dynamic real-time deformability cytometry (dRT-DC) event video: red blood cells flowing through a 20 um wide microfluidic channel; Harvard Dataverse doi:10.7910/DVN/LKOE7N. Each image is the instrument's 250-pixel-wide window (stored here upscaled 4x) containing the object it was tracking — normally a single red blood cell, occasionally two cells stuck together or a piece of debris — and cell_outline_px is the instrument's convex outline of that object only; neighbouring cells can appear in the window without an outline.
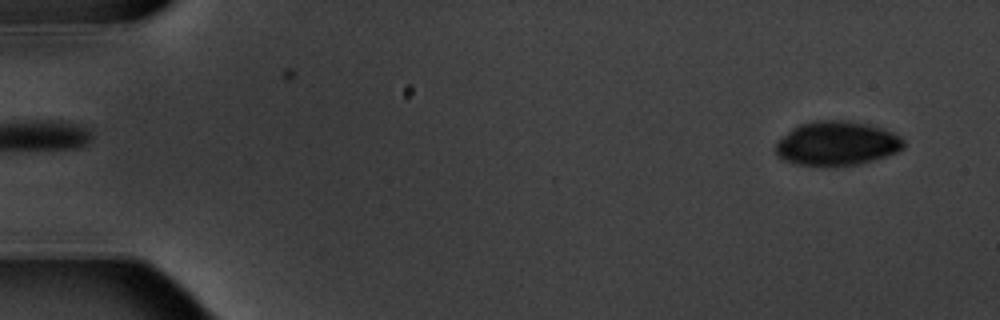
{"species": "common noctule bat (a hibernating species)", "species_latin": "Nyctalus noctula", "temperature_condition": "warm", "stored_images_in_passage": 6, "camera_frame_rate_fps": 3000, "um_per_image_px": 0.085, "animal": {"sex": "male", "body_mass_g": 20.1, "forearm_length_mm": 53.5}, "frame": {"image": 1, "passage_image": 6, "time_ms": 5.667, "image_size_px": [1000, 320], "cell_outline_px": [[904, 148], [888, 156], [860, 164], [820, 168], [796, 164], [780, 156], [776, 152], [776, 144], [792, 128], [800, 124], [816, 120], [848, 120], [868, 124], [892, 132], [900, 136], [904, 140]], "centroid_in_image_um": [71.16, 12.21], "position_along_channel_um": 13.8, "area_um2": 33.23}}